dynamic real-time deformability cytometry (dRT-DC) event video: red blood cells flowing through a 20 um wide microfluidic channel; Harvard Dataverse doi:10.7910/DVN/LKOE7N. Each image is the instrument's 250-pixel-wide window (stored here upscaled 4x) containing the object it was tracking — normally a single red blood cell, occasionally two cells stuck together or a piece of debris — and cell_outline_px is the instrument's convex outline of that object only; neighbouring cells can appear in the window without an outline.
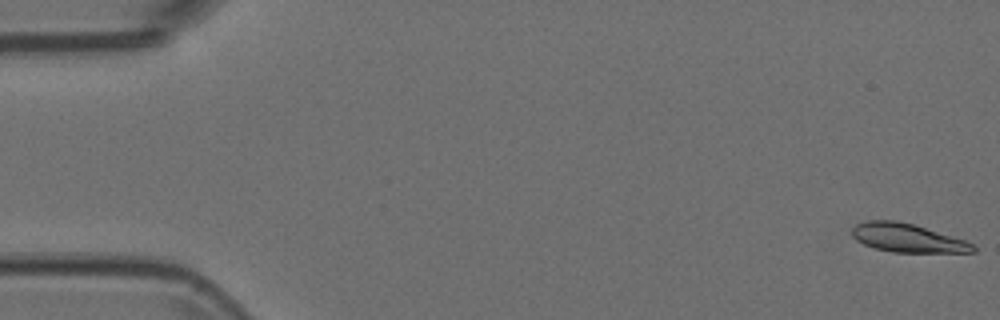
{"species": "Egyptian fruit bat (a non-hibernating species)", "species_latin": "Rousettus aegyptiacus", "temperature_condition": "room temperature", "stored_images_in_passage": 53, "camera_frame_rate_fps": 3000, "um_per_image_px": 0.085, "animal": {"sex": "female"}, "frame": {"image": 1, "passage_image": 1, "time_ms": 0.0, "image_size_px": [1000, 320], "cell_outline_px": [[976, 252], [892, 252], [876, 248], [864, 244], [856, 240], [852, 236], [852, 228], [856, 224], [868, 220], [896, 220], [912, 224], [964, 240], [972, 244], [976, 248]], "centroid_in_image_um": [77.09, 20.22], "position_along_channel_um": 7.9, "area_um2": 19.83}}
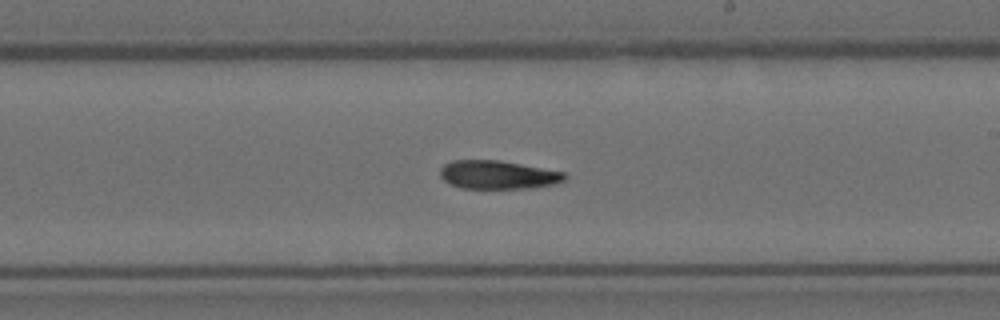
{"frame": {"image": 2, "passage_image": 31, "time_ms": 10.0, "image_size_px": [1000, 320], "cell_outline_px": [[568, 180], [556, 184], [532, 188], [460, 188], [448, 184], [440, 176], [440, 168], [444, 164], [452, 160], [500, 160], [564, 172], [568, 176]], "centroid_in_image_um": [42.34, 14.86], "position_along_channel_um": 246.7, "area_um2": 20.92}}
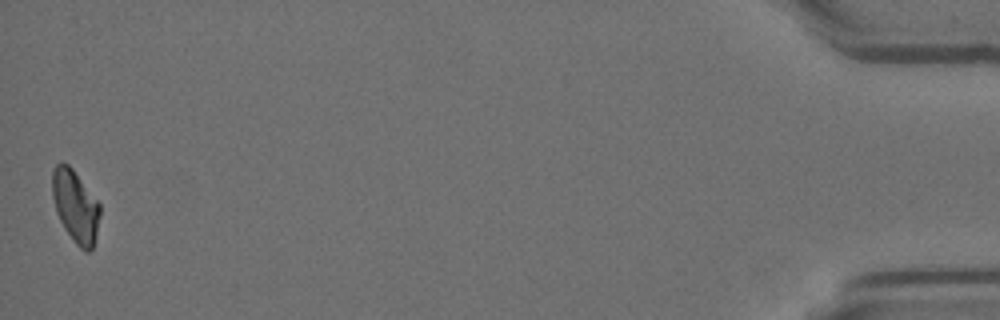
{"frame": {"image": 3, "passage_image": 53, "time_ms": 17.333, "image_size_px": [1000, 320], "cell_outline_px": [[100, 216], [96, 236], [92, 248], [88, 252], [84, 252], [76, 244], [64, 228], [56, 212], [52, 196], [52, 172], [56, 164], [60, 160], [68, 164], [72, 168], [100, 204]], "centroid_in_image_um": [6.4, 17.52], "position_along_channel_um": 428.8, "area_um2": 20.11}}